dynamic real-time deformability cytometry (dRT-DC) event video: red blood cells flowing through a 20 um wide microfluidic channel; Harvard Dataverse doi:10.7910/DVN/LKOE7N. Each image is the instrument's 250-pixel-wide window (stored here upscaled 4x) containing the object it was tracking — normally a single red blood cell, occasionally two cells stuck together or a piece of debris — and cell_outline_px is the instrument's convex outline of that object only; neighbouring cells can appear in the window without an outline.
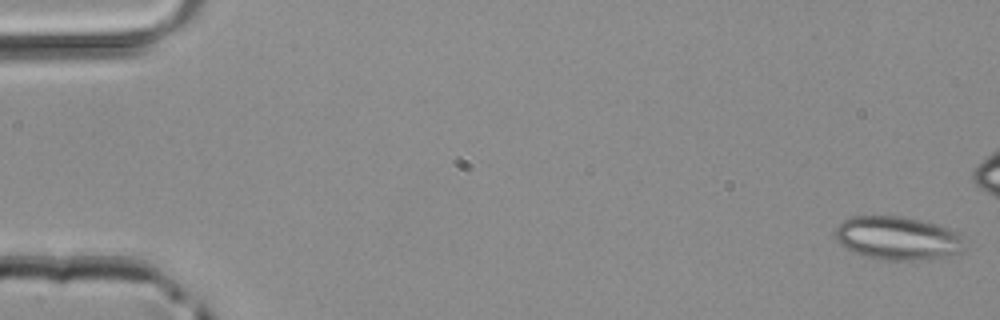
{"species": "common noctule bat (a hibernating species)", "species_latin": "Nyctalus noctula", "temperature_condition": "room temperature", "stored_images_in_passage": 7, "segment_of_instrument_passage": [1, 3], "camera_frame_rate_fps": 3000, "um_per_image_px": 0.085, "animal": {"sex": "male", "body_mass_g": 20.4}, "frame": {"image": 1, "passage_image": 1, "time_ms": 0.0, "image_size_px": [1000, 320], "cell_outline_px": [[964, 252], [944, 256], [912, 260], [884, 260], [864, 256], [852, 252], [840, 244], [836, 240], [836, 228], [844, 220], [852, 216], [904, 216], [936, 224], [960, 232], [964, 248]], "centroid_in_image_um": [76.3, 20.24], "position_along_channel_um": 8.7, "area_um2": 32.71}}